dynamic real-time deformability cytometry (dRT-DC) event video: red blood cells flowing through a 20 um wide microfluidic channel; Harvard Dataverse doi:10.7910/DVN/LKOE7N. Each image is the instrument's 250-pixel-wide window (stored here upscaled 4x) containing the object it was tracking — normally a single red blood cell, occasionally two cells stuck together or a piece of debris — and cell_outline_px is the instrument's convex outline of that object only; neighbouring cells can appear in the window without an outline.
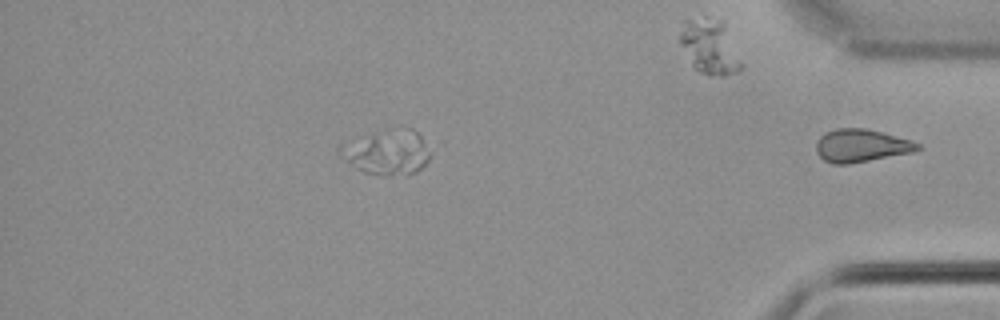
{"species": "common noctule bat (a hibernating species)", "species_latin": "Nyctalus noctula", "temperature_condition": "cold", "stored_images_in_passage": 49, "segment_of_instrument_passage": [2, 2], "camera_frame_rate_fps": 3000, "um_per_image_px": 0.085, "animal": {"sex": "male", "body_mass_g": 21.5, "forearm_length_mm": 52.0}, "frame": {"image": 1, "passage_image": 49, "time_ms": 16.0, "image_size_px": [1000, 320], "cell_outline_px": [[920, 148], [912, 152], [848, 164], [832, 164], [824, 160], [816, 152], [816, 144], [820, 136], [824, 132], [836, 128], [864, 128], [912, 140], [920, 144]], "centroid_in_image_um": [73.17, 12.37], "position_along_channel_um": 362.0, "area_um2": 19.31}}